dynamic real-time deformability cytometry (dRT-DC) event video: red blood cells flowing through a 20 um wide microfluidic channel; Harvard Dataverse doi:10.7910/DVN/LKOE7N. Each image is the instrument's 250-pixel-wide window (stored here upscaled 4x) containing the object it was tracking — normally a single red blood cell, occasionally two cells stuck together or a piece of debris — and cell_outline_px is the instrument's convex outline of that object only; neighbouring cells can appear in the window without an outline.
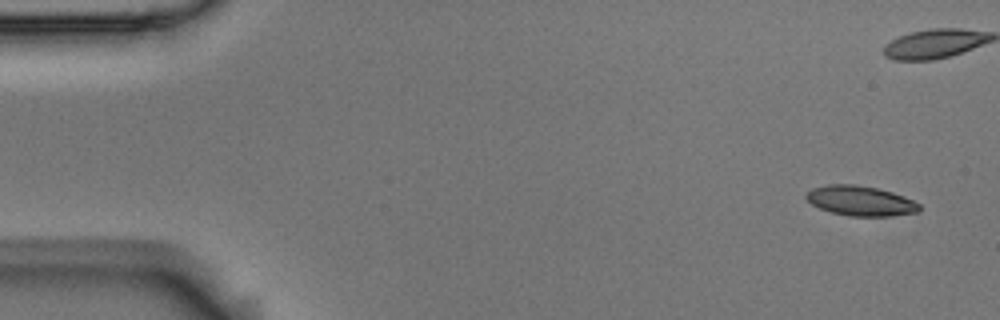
{"species": "Egyptian fruit bat (a non-hibernating species)", "species_latin": "Rousettus aegyptiacus", "temperature_condition": "room temperature", "stored_images_in_passage": 6, "camera_frame_rate_fps": 3000, "um_per_image_px": 0.085, "animal": {"sex": "male"}, "frame": {"image": 1, "passage_image": 1, "time_ms": 0.0, "image_size_px": [1000, 320], "cell_outline_px": [[920, 208], [916, 212], [892, 216], [848, 216], [832, 212], [820, 208], [812, 204], [804, 196], [812, 188], [828, 184], [856, 184], [876, 188], [892, 192], [904, 196], [920, 204]], "centroid_in_image_um": [73.13, 17.06], "position_along_channel_um": 11.9, "area_um2": 19.65}}